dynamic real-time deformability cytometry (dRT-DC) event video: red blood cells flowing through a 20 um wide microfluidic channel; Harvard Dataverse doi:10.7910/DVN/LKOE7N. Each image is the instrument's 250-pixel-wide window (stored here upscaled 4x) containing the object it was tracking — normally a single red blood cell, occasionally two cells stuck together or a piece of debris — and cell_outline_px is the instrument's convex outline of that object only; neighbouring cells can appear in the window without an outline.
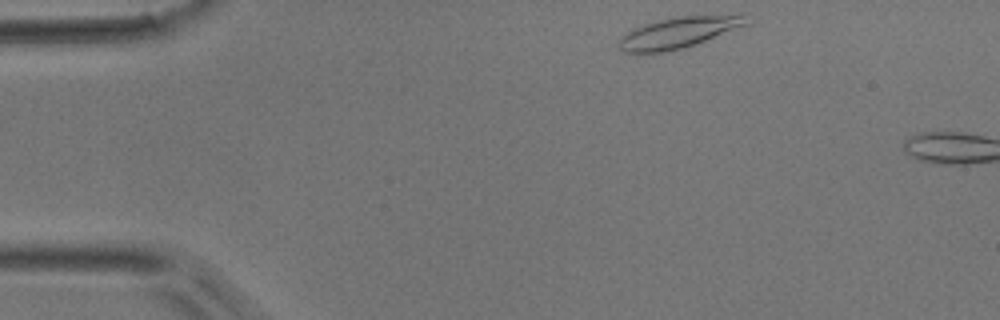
{"species": "common noctule bat (a hibernating species)", "species_latin": "Nyctalus noctula", "temperature_condition": "room temperature", "stored_images_in_passage": 3, "camera_frame_rate_fps": 3000, "um_per_image_px": 0.085, "animal": {"sex": "male", "body_mass_g": 17.9}, "frame": {"image": 1, "passage_image": 1, "time_ms": 0.0, "image_size_px": [1000, 320], "cell_outline_px": [[752, 12], [748, 24], [696, 44], [664, 52], [624, 52], [620, 48], [620, 36], [632, 28], [644, 24], [676, 16], [744, 12]], "centroid_in_image_um": [57.84, 2.69], "position_along_channel_um": 27.2, "area_um2": 23.64}}